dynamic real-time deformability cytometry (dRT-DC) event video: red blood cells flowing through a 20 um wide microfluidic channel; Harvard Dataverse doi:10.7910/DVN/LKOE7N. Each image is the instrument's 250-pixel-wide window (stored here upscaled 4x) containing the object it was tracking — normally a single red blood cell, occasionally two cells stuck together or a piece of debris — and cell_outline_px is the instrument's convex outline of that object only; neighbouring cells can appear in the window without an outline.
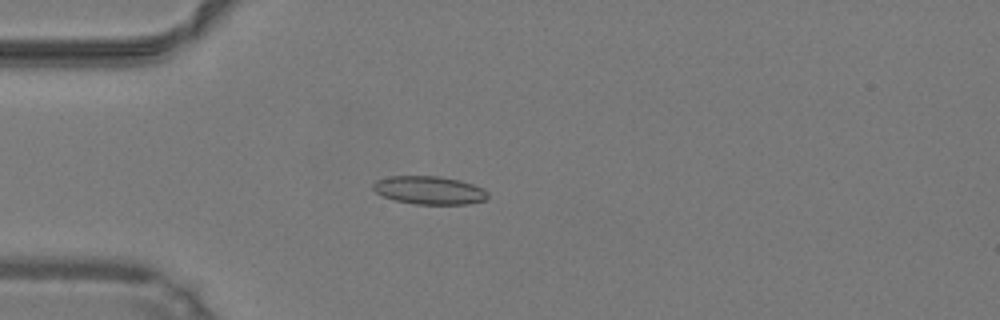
{"species": "common noctule bat (a hibernating species)", "species_latin": "Nyctalus noctula", "temperature_condition": "warm", "stored_images_in_passage": 49, "camera_frame_rate_fps": 3000, "um_per_image_px": 0.085, "animal": {"sex": "male", "body_mass_g": 19.2, "forearm_length_mm": 51.8}, "frame": {"image": 1, "passage_image": 14, "time_ms": 4.333, "image_size_px": [1000, 320], "cell_outline_px": [[488, 200], [468, 204], [416, 204], [396, 200], [384, 196], [376, 192], [372, 188], [372, 184], [376, 180], [392, 176], [440, 176], [460, 180], [484, 188], [488, 192]], "centroid_in_image_um": [36.53, 16.17], "position_along_channel_um": 48.5, "area_um2": 18.9}}
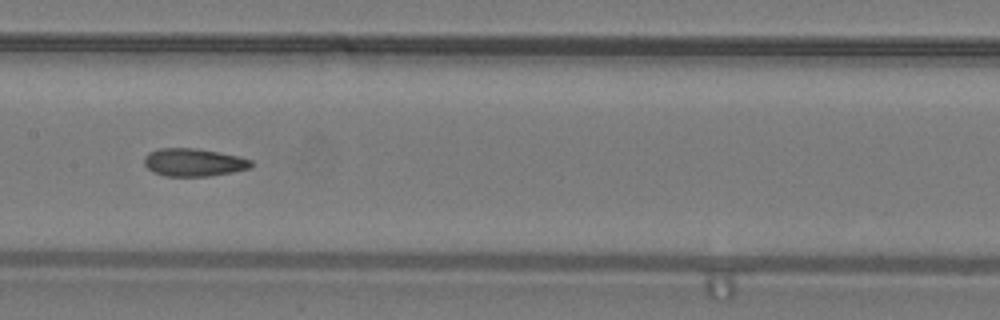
{"frame": {"image": 2, "passage_image": 25, "time_ms": 8.0, "image_size_px": [1000, 320], "cell_outline_px": [[252, 168], [232, 172], [208, 176], [164, 176], [152, 172], [144, 164], [144, 156], [148, 152], [160, 148], [196, 148], [220, 152], [240, 156], [252, 160]], "centroid_in_image_um": [16.46, 13.79], "position_along_channel_um": 190.9, "area_um2": 17.57}}
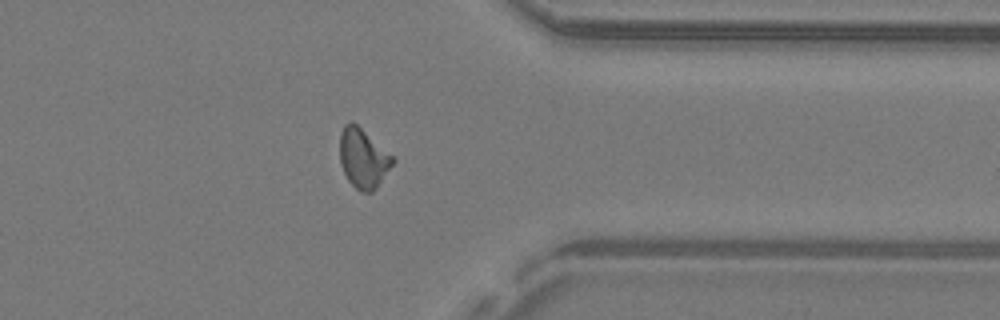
{"frame": {"image": 3, "passage_image": 39, "time_ms": 12.667, "image_size_px": [1000, 320], "cell_outline_px": [[396, 160], [376, 188], [372, 192], [360, 192], [348, 180], [340, 164], [340, 132], [344, 124], [352, 120], [392, 156]], "centroid_in_image_um": [30.85, 13.45], "position_along_channel_um": 380.6, "area_um2": 18.15}, "authors_computed_cell_mechanics": {"area_um2": 17.7446, "velocity_mm_per_s": 4.256, "shape_relaxation_time_tau1_ms": null, "shape_relaxation_time_tau2_ms": 2.3539, "deformation_change_tau1": null, "deformation_change_tau2": 0.0954}}